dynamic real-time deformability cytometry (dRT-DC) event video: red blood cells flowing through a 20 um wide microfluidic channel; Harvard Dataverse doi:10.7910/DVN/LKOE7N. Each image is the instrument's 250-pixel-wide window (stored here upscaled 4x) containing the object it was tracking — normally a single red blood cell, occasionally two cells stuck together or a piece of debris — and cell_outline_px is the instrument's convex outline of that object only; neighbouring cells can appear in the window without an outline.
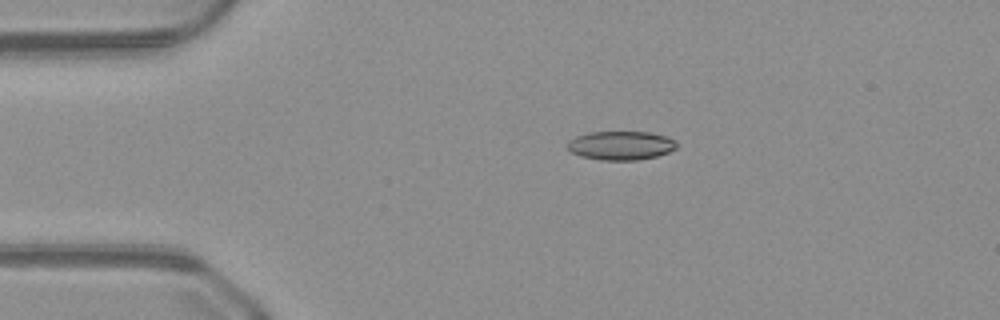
{"species": "common noctule bat (a hibernating species)", "species_latin": "Nyctalus noctula", "temperature_condition": "warm", "stored_images_in_passage": 41, "camera_frame_rate_fps": 3000, "um_per_image_px": 0.085, "animal": {"sex": "male", "body_mass_g": 23.1, "forearm_length_mm": 52.7}, "frame": {"image": 1, "passage_image": 1, "time_ms": 0.0, "image_size_px": [1000, 320], "cell_outline_px": [[676, 148], [668, 152], [656, 156], [636, 160], [600, 160], [580, 156], [572, 152], [568, 148], [568, 140], [576, 136], [588, 132], [652, 132], [668, 136], [676, 140]], "centroid_in_image_um": [52.78, 12.36], "position_along_channel_um": 32.2, "area_um2": 18.44}}
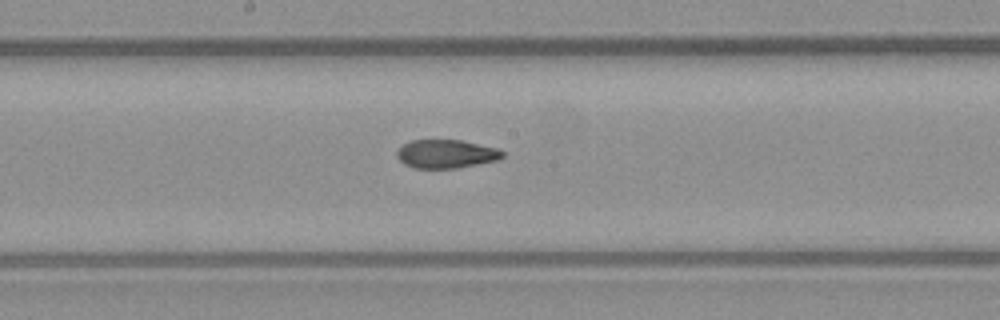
{"frame": {"image": 2, "passage_image": 17, "time_ms": 5.333, "image_size_px": [1000, 320], "cell_outline_px": [[504, 156], [496, 160], [456, 168], [412, 168], [404, 164], [396, 156], [396, 152], [404, 144], [412, 140], [460, 140], [500, 148], [504, 152]], "centroid_in_image_um": [37.92, 13.08], "position_along_channel_um": 210.3, "area_um2": 17.51}}
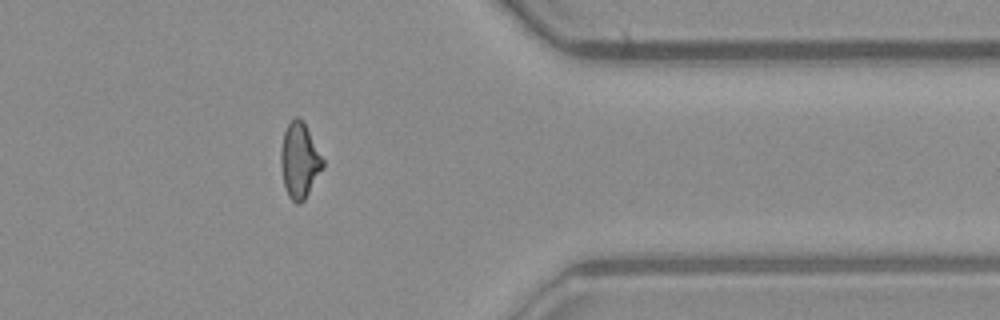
{"frame": {"image": 3, "passage_image": 31, "time_ms": 10.0, "image_size_px": [1000, 320], "cell_outline_px": [[324, 168], [304, 200], [300, 204], [296, 204], [288, 196], [284, 184], [280, 164], [280, 152], [284, 132], [288, 124], [296, 116], [304, 124], [324, 160]], "centroid_in_image_um": [25.46, 13.69], "position_along_channel_um": 385.9, "area_um2": 18.21}}